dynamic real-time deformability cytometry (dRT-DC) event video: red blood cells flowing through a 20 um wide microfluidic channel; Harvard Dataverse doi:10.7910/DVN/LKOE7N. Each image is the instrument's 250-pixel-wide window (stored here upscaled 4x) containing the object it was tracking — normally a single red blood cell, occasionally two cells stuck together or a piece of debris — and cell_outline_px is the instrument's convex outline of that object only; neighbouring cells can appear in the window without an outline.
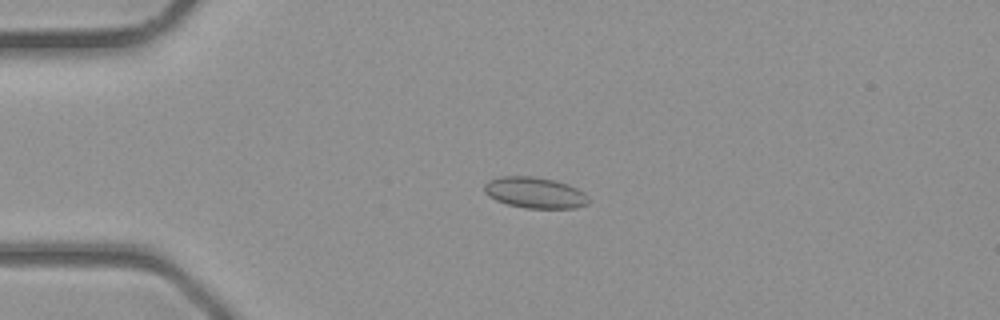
{"species": "common noctule bat (a hibernating species)", "species_latin": "Nyctalus noctula", "temperature_condition": "room temperature", "stored_images_in_passage": 40, "camera_frame_rate_fps": 3000, "um_per_image_px": 0.085, "animal": {"sex": "male", "body_mass_g": 23.1, "forearm_length_mm": 52.7}, "frame": {"image": 1, "passage_image": 10, "time_ms": 3.0, "image_size_px": [1000, 320], "cell_outline_px": [[588, 204], [576, 208], [524, 208], [508, 204], [496, 200], [488, 196], [484, 192], [484, 184], [488, 180], [500, 176], [536, 176], [556, 180], [568, 184], [584, 192], [588, 196]], "centroid_in_image_um": [45.46, 16.37], "position_along_channel_um": 39.5, "area_um2": 19.07}}
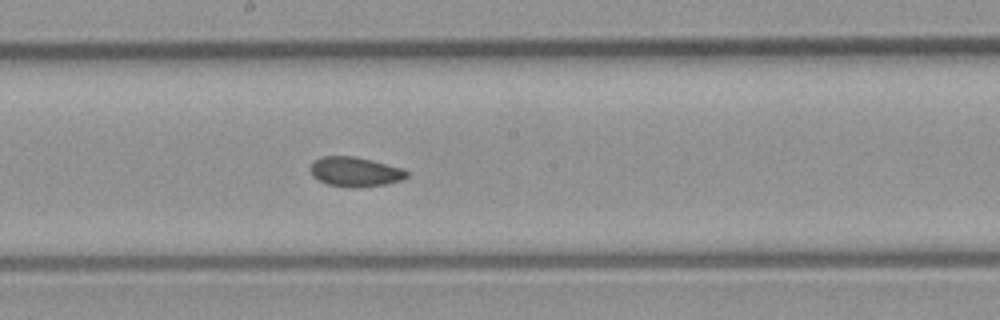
{"frame": {"image": 2, "passage_image": 22, "time_ms": 7.0, "image_size_px": [1000, 320], "cell_outline_px": [[408, 176], [400, 180], [384, 184], [348, 188], [328, 184], [312, 176], [308, 168], [312, 160], [320, 156], [356, 156], [372, 160], [400, 168], [408, 172]], "centroid_in_image_um": [30.1, 14.58], "position_along_channel_um": 218.1, "area_um2": 16.65}}
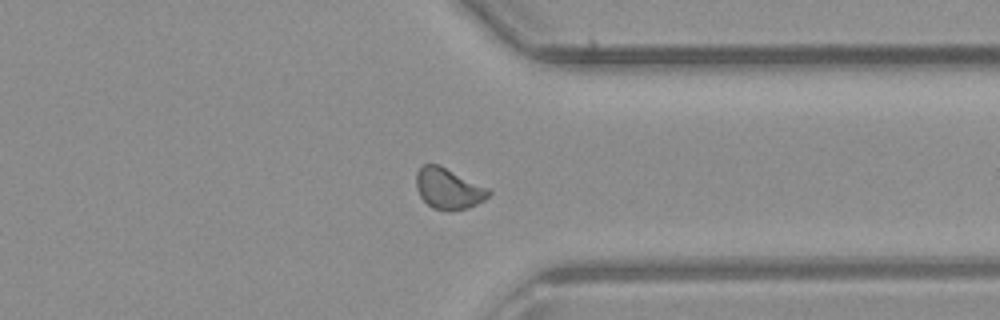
{"frame": {"image": 3, "passage_image": 31, "time_ms": 10.0, "image_size_px": [1000, 320], "cell_outline_px": [[492, 192], [484, 200], [468, 208], [448, 212], [432, 208], [420, 196], [416, 188], [416, 172], [424, 164], [440, 164], [488, 188]], "centroid_in_image_um": [38.11, 16.03], "position_along_channel_um": 373.3, "area_um2": 17.4}}